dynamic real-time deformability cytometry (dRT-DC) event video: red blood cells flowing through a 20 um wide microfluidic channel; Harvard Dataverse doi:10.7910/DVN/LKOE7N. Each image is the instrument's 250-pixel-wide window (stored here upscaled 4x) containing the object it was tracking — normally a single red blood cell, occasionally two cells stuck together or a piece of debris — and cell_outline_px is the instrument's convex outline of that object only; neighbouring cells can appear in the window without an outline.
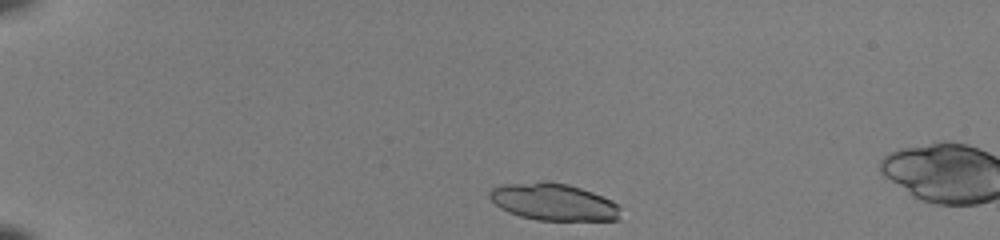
{"species": "common noctule bat (a hibernating species)", "species_latin": "Nyctalus noctula", "temperature_condition": "room temperature", "stored_images_in_passage": 40, "camera_frame_rate_fps": 3000, "um_per_image_px": 0.085, "animal": {"sex": "female", "body_mass_g": 22.0, "forearm_length_mm": 56.7}, "frame": {"image": 1, "passage_image": 1, "time_ms": 0.0, "image_size_px": [1000, 240], "cell_outline_px": [[620, 220], [536, 220], [520, 216], [508, 212], [500, 208], [488, 196], [488, 192], [492, 188], [504, 184], [540, 180], [544, 180], [568, 184], [592, 192], [612, 200], [620, 208]], "centroid_in_image_um": [47.03, 17.15], "position_along_channel_um": 38.0, "area_um2": 28.5}}